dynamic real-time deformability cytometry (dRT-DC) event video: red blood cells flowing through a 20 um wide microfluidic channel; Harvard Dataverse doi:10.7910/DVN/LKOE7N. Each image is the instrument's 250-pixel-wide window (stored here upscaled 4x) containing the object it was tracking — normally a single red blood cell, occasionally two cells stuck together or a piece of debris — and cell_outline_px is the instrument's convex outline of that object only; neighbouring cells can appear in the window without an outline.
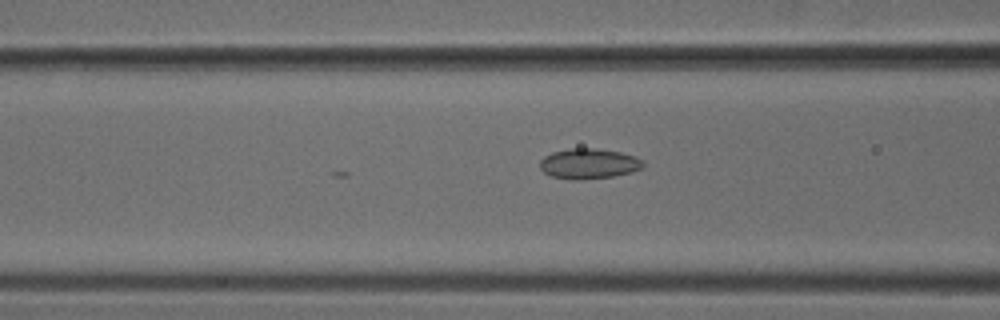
{"species": "common noctule bat (a hibernating species)", "species_latin": "Nyctalus noctula", "temperature_condition": "cold", "stored_images_in_passage": 41, "camera_frame_rate_fps": 3000, "um_per_image_px": 0.085, "animal": {"sex": "male", "body_mass_g": 18.8}, "frame": {"image": 1, "passage_image": 20, "time_ms": 6.333, "image_size_px": [1000, 320], "cell_outline_px": [[644, 168], [632, 172], [612, 176], [580, 180], [572, 180], [552, 176], [544, 172], [540, 168], [540, 160], [544, 156], [552, 152], [568, 148], [596, 148], [620, 152], [636, 156], [644, 160]], "centroid_in_image_um": [50.07, 13.9], "position_along_channel_um": 116.5, "area_um2": 18.44}}
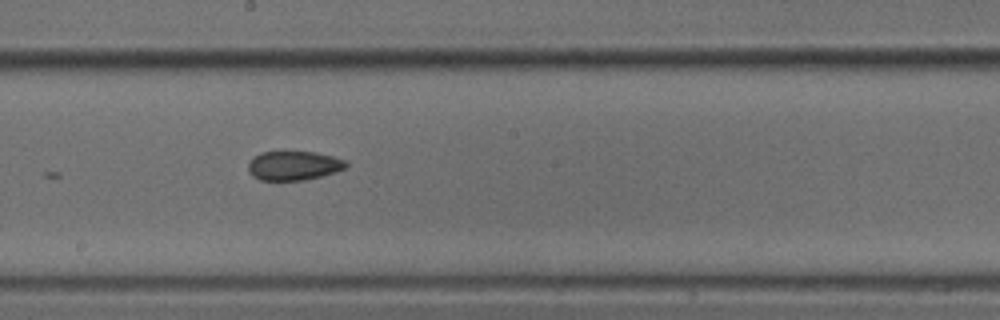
{"frame": {"image": 2, "passage_image": 28, "time_ms": 9.0, "image_size_px": [1000, 320], "cell_outline_px": [[348, 168], [336, 172], [304, 180], [260, 180], [252, 176], [248, 172], [248, 164], [252, 156], [260, 152], [316, 152], [332, 156], [344, 160], [348, 164]], "centroid_in_image_um": [24.95, 14.08], "position_along_channel_um": 223.3, "area_um2": 16.76}}
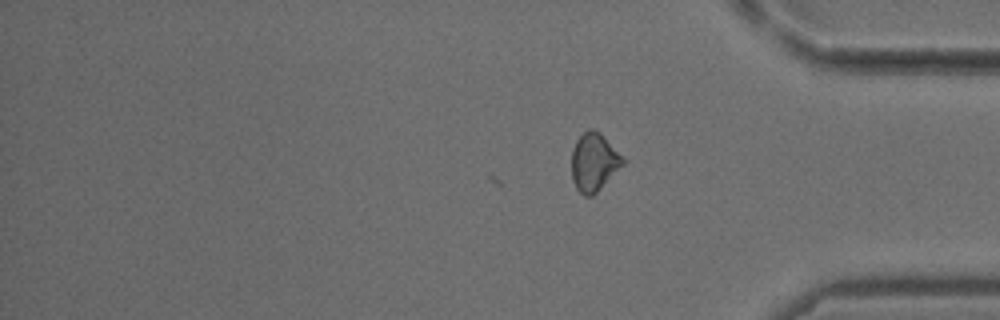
{"frame": {"image": 3, "passage_image": 41, "time_ms": 13.333, "image_size_px": [1000, 320], "cell_outline_px": [[624, 164], [592, 196], [584, 196], [576, 188], [572, 180], [572, 152], [576, 140], [588, 128], [592, 128], [600, 132], [624, 160]], "centroid_in_image_um": [50.45, 13.78], "position_along_channel_um": 384.7, "area_um2": 16.99}}